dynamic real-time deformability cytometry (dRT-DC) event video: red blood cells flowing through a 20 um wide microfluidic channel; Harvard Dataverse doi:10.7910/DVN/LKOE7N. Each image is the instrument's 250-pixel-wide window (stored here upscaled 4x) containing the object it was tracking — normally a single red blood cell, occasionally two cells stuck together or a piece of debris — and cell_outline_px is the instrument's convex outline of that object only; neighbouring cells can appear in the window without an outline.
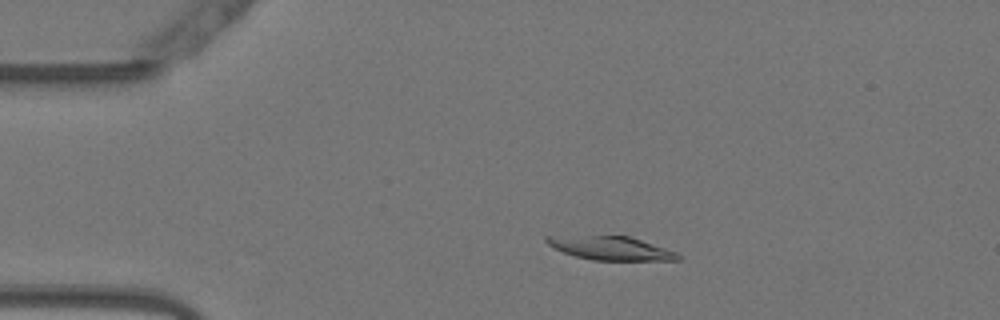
{"species": "Egyptian fruit bat (a non-hibernating species)", "species_latin": "Rousettus aegyptiacus", "temperature_condition": "warm", "stored_images_in_passage": 10, "camera_frame_rate_fps": 3000, "um_per_image_px": 0.085, "animal": {"sex": "female"}, "frame": {"image": 1, "passage_image": 10, "time_ms": 3.0, "image_size_px": [1000, 320], "cell_outline_px": [[680, 260], [592, 260], [576, 256], [564, 252], [548, 244], [544, 240], [544, 236], [628, 236], [676, 252], [680, 256]], "centroid_in_image_um": [51.9, 21.1], "position_along_channel_um": 33.1, "area_um2": 17.63}}